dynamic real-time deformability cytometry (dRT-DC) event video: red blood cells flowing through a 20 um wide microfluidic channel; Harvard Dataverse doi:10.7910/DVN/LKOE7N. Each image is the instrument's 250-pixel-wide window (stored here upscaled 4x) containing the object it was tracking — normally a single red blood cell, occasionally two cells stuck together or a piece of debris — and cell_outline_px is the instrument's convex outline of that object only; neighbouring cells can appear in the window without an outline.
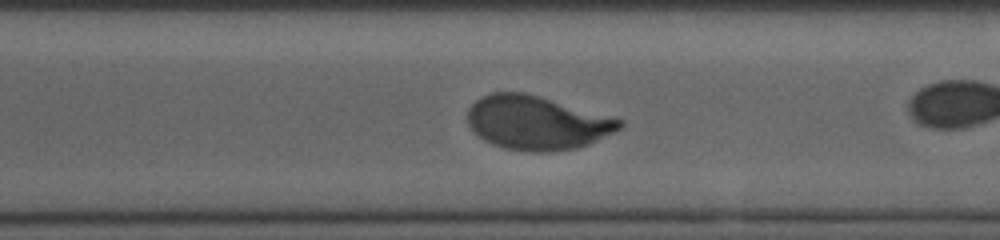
{"species": "human", "species_latin": "Homo sapiens", "temperature_condition": "cold", "stored_images_in_passage": 34, "camera_frame_rate_fps": 3000, "um_per_image_px": 0.085, "donor": {"sex": "male"}, "frame": {"image": 1, "passage_image": 29, "time_ms": 9.333, "image_size_px": [1000, 240], "cell_outline_px": [[624, 124], [620, 128], [588, 144], [576, 148], [552, 152], [532, 152], [504, 148], [492, 144], [484, 140], [468, 124], [468, 108], [476, 100], [492, 92], [524, 92], [540, 96], [624, 120]], "centroid_in_image_um": [45.62, 10.43], "position_along_channel_um": 325.0, "area_um2": 47.4}}